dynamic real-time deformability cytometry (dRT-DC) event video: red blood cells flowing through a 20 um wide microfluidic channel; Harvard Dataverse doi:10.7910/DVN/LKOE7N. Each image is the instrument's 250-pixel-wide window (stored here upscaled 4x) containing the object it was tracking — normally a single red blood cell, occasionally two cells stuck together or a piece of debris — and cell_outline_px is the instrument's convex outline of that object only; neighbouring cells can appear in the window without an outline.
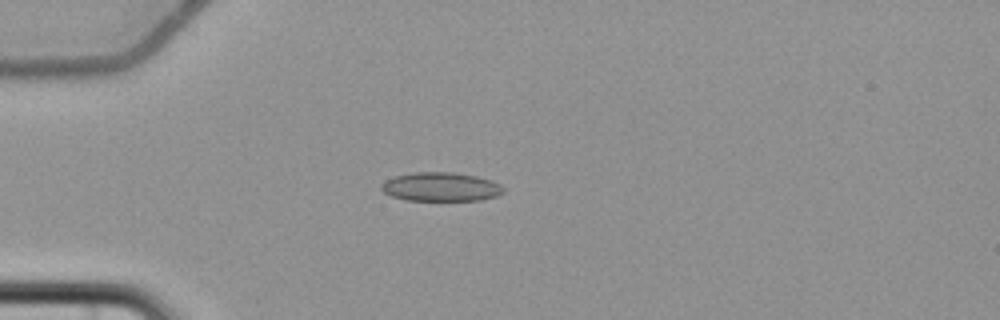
{"species": "common noctule bat (a hibernating species)", "species_latin": "Nyctalus noctula", "temperature_condition": "cold", "stored_images_in_passage": 4, "camera_frame_rate_fps": 3000, "um_per_image_px": 0.085, "animal": {"sex": "female", "body_mass_g": 22.7, "forearm_length_mm": 54.2}, "frame": {"image": 1, "passage_image": 1, "time_ms": 0.0, "image_size_px": [1000, 320], "cell_outline_px": [[504, 192], [496, 196], [480, 200], [404, 200], [392, 196], [384, 192], [380, 188], [380, 184], [384, 180], [396, 176], [412, 172], [456, 172], [476, 176], [492, 180], [500, 184], [504, 188]], "centroid_in_image_um": [37.46, 15.87], "position_along_channel_um": 47.5, "area_um2": 20.69}}
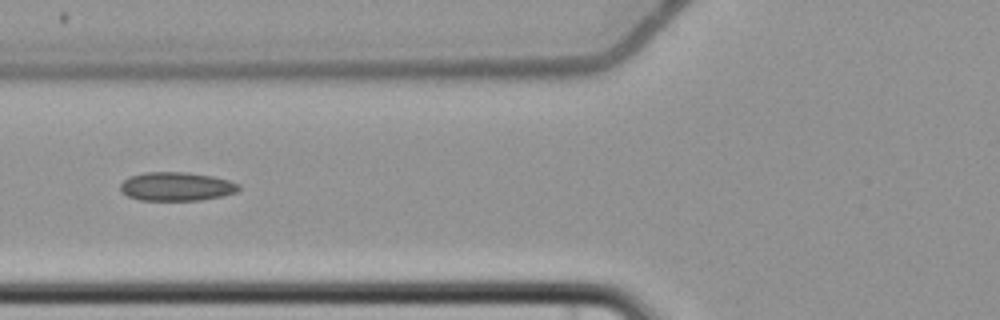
{"frame": {"image": 2, "passage_image": 3, "time_ms": 2.333, "image_size_px": [1000, 320], "cell_outline_px": [[240, 188], [236, 192], [224, 196], [200, 200], [140, 200], [128, 196], [120, 192], [120, 184], [124, 180], [132, 176], [144, 172], [188, 172], [212, 176], [228, 180], [240, 184]], "centroid_in_image_um": [15.01, 15.85], "position_along_channel_um": 110.8, "area_um2": 19.88}}
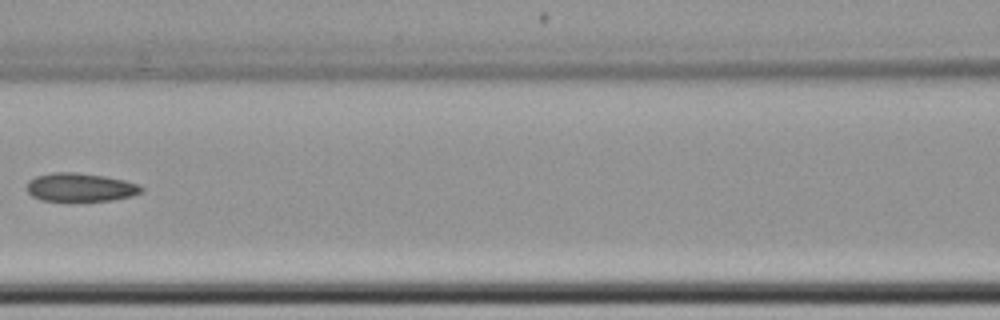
{"frame": {"image": 3, "passage_image": 4, "time_ms": 3.667, "image_size_px": [1000, 320], "cell_outline_px": [[144, 192], [132, 196], [112, 200], [72, 204], [40, 200], [32, 196], [28, 192], [28, 180], [36, 176], [52, 172], [76, 172], [104, 176], [124, 180], [140, 184], [144, 188]], "centroid_in_image_um": [6.84, 15.97], "position_along_channel_um": 159.8, "area_um2": 20.0}}